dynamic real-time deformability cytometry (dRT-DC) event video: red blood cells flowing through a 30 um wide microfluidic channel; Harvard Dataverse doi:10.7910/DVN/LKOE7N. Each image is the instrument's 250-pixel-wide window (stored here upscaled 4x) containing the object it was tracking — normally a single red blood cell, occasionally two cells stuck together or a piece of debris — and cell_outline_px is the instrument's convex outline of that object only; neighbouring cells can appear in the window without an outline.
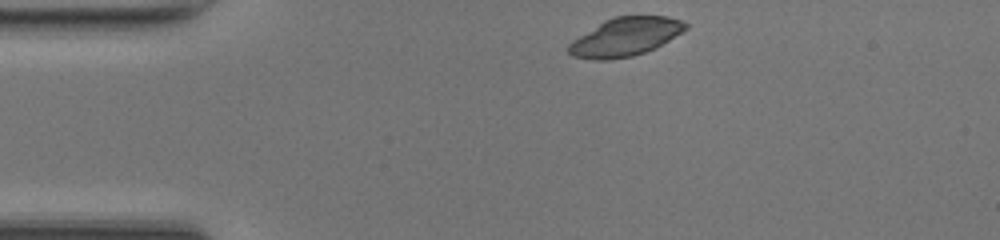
{"species": "common noctule bat (a hibernating species)", "species_latin": "Nyctalus noctula", "temperature_condition": "room temperature", "stored_images_in_passage": 40, "camera_frame_rate_fps": 3000, "um_per_image_px": 0.085, "animal": {"sex": "female", "body_mass_g": 17.0, "forearm_length_mm": 48.0}, "frame": {"image": 1, "passage_image": 1, "time_ms": 0.0, "image_size_px": [1000, 240], "cell_outline_px": [[688, 28], [668, 40], [644, 52], [632, 56], [612, 60], [596, 60], [572, 56], [568, 52], [568, 44], [572, 40], [604, 20], [616, 16], [668, 16], [680, 20], [688, 24]], "centroid_in_image_um": [53.12, 3.13], "position_along_channel_um": 31.9, "area_um2": 25.95}}
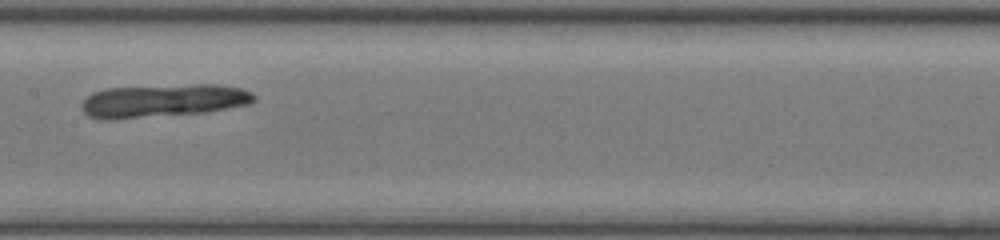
{"frame": {"image": 2, "passage_image": 16, "time_ms": 5.0, "image_size_px": [1000, 240], "cell_outline_px": [[256, 100], [248, 104], [204, 112], [112, 120], [104, 120], [88, 116], [84, 112], [84, 100], [92, 92], [108, 88], [196, 84], [216, 84], [240, 88], [252, 92], [256, 96]], "centroid_in_image_um": [13.88, 8.56], "position_along_channel_um": 193.5, "area_um2": 33.0}}
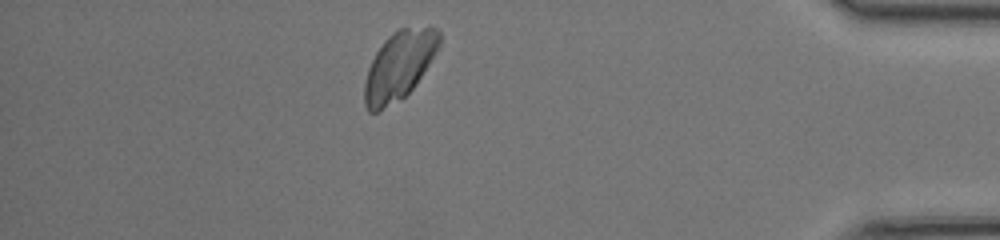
{"frame": {"image": 3, "passage_image": 34, "time_ms": 11.0, "image_size_px": [1000, 240], "cell_outline_px": [[440, 48], [416, 84], [400, 100], [376, 112], [368, 112], [364, 104], [364, 84], [368, 68], [376, 52], [384, 40], [392, 32], [400, 28], [436, 28], [440, 32]], "centroid_in_image_um": [33.92, 5.58], "position_along_channel_um": 401.3, "area_um2": 29.77}}